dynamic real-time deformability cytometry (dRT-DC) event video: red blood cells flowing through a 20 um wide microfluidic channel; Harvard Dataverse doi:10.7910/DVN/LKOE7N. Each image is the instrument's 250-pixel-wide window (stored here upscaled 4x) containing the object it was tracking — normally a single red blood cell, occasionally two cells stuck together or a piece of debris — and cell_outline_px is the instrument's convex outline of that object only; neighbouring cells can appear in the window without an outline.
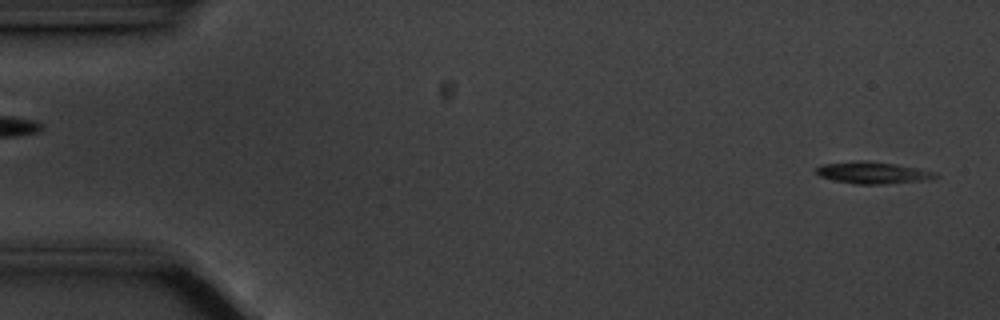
{"species": "common noctule bat (a hibernating species)", "species_latin": "Nyctalus noctula", "temperature_condition": "cold", "stored_images_in_passage": 15, "camera_frame_rate_fps": 3000, "um_per_image_px": 0.085, "animal": {"sex": "male", "body_mass_g": 20.1, "forearm_length_mm": 53.5}, "frame": {"image": 1, "passage_image": 2, "time_ms": 0.333, "image_size_px": [1000, 320], "cell_outline_px": [[940, 176], [928, 180], [884, 184], [856, 184], [832, 180], [820, 176], [816, 172], [816, 168], [824, 164], [860, 160], [864, 160], [892, 164], [916, 168], [936, 172]], "centroid_in_image_um": [74.2, 14.69], "position_along_channel_um": 10.8, "area_um2": 15.03}}
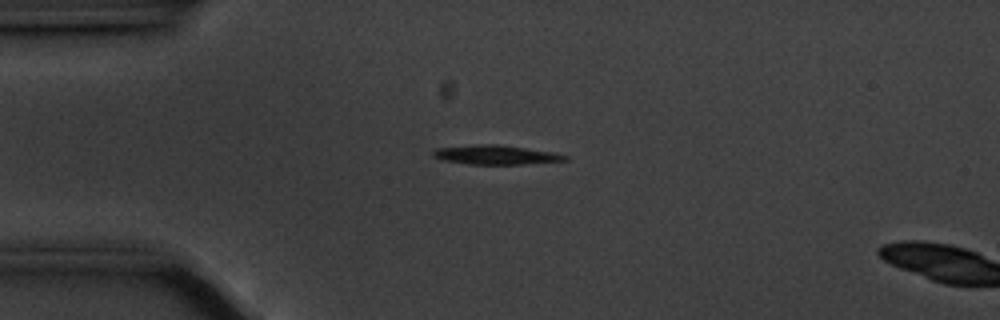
{"frame": {"image": 2, "passage_image": 13, "time_ms": 4.0, "image_size_px": [1000, 320], "cell_outline_px": [[568, 160], [524, 164], [468, 164], [444, 160], [432, 156], [432, 152], [436, 148], [484, 144], [496, 144], [552, 152], [568, 156]], "centroid_in_image_um": [42.13, 13.16], "position_along_channel_um": 42.9, "area_um2": 14.51}}